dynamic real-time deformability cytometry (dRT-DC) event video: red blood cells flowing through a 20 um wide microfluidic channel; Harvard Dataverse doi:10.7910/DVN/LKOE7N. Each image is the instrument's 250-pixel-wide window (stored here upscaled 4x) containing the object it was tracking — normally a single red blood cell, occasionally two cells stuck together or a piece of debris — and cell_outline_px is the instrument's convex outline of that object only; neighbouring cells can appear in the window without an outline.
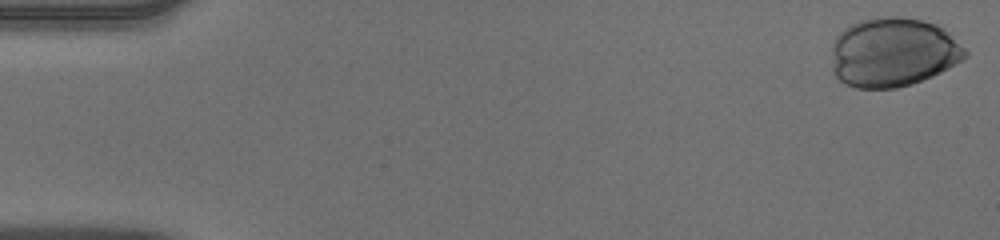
{"species": "human", "species_latin": "Homo sapiens", "temperature_condition": "warm", "stored_images_in_passage": 50, "camera_frame_rate_fps": 3000, "um_per_image_px": 0.085, "donor": {"sex": "male"}, "frame": {"image": 1, "passage_image": 1, "time_ms": 0.0, "image_size_px": [1000, 240], "cell_outline_px": [[968, 56], [948, 68], [932, 76], [912, 84], [896, 88], [856, 88], [844, 84], [832, 72], [832, 44], [836, 36], [840, 32], [852, 24], [860, 20], [880, 16], [900, 16], [924, 20], [936, 24], [944, 28], [968, 52]], "centroid_in_image_um": [75.89, 4.44], "position_along_channel_um": 9.1, "area_um2": 54.22}}
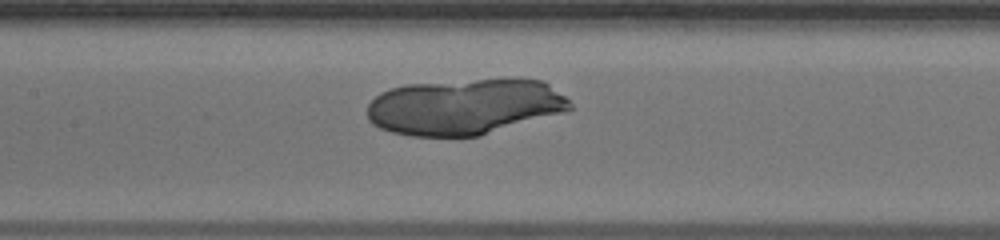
{"frame": {"image": 2, "passage_image": 24, "time_ms": 7.667, "image_size_px": [1000, 240], "cell_outline_px": [[572, 108], [560, 112], [480, 136], [412, 136], [392, 132], [380, 128], [372, 124], [368, 120], [368, 104], [380, 92], [404, 84], [476, 80], [540, 80], [548, 84], [564, 96], [572, 104]], "centroid_in_image_um": [39.41, 9.08], "position_along_channel_um": 168.0, "area_um2": 65.14}}
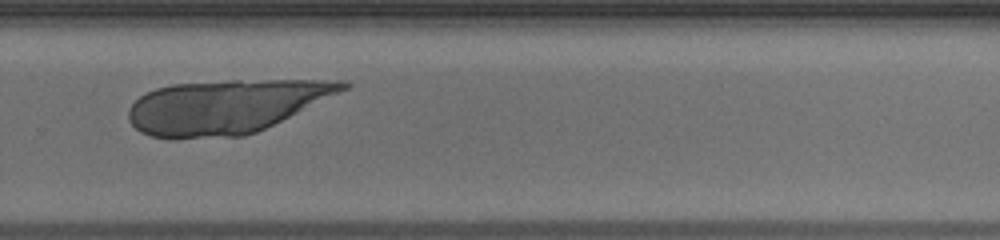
{"frame": {"image": 3, "passage_image": 35, "time_ms": 11.333, "image_size_px": [1000, 240], "cell_outline_px": [[352, 84], [348, 88], [256, 132], [244, 136], [172, 140], [152, 136], [140, 132], [128, 120], [128, 108], [140, 96], [156, 88], [172, 84], [228, 80], [348, 80]], "centroid_in_image_um": [19.14, 9.06], "position_along_channel_um": 310.7, "area_um2": 67.16}}